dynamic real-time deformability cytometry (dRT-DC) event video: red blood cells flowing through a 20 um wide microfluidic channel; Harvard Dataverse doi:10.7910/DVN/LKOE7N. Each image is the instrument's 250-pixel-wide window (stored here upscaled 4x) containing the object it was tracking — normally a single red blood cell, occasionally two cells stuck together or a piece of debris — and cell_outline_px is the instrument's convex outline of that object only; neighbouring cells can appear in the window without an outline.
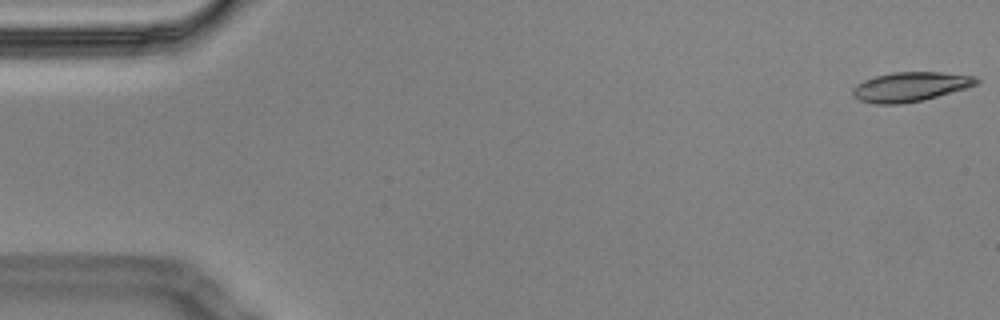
{"species": "Egyptian fruit bat (a non-hibernating species)", "species_latin": "Rousettus aegyptiacus", "temperature_condition": "cold", "stored_images_in_passage": 57, "camera_frame_rate_fps": 3000, "um_per_image_px": 0.085, "animal": {"sex": "male"}, "frame": {"image": 1, "passage_image": 1, "time_ms": 0.0, "image_size_px": [1000, 320], "cell_outline_px": [[980, 80], [976, 84], [964, 88], [924, 100], [900, 104], [876, 104], [860, 100], [852, 96], [852, 88], [856, 84], [864, 80], [876, 76], [892, 72], [940, 72], [976, 76]], "centroid_in_image_um": [77.34, 7.37], "position_along_channel_um": 7.7, "area_um2": 21.15}}
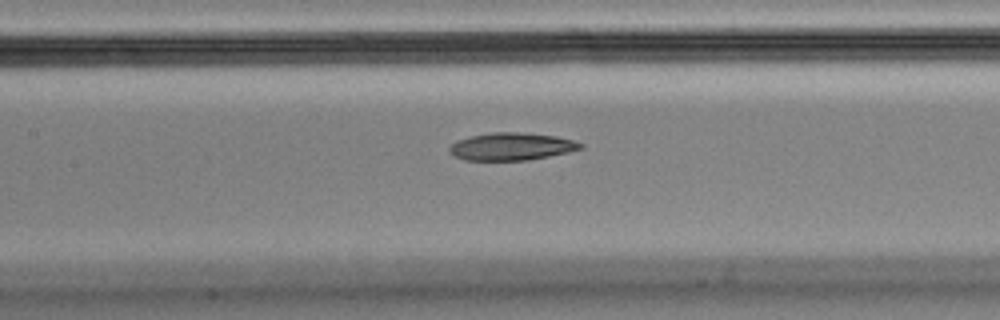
{"frame": {"image": 2, "passage_image": 26, "time_ms": 8.333, "image_size_px": [1000, 320], "cell_outline_px": [[584, 148], [568, 152], [528, 160], [464, 160], [452, 156], [448, 152], [448, 148], [456, 140], [488, 132], [516, 132], [556, 136], [572, 140], [584, 144]], "centroid_in_image_um": [43.43, 12.45], "position_along_channel_um": 164.0, "area_um2": 21.1}}
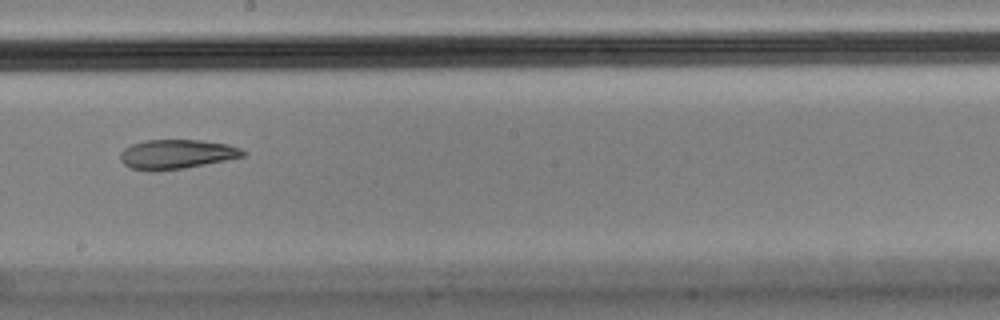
{"frame": {"image": 3, "passage_image": 32, "time_ms": 10.333, "image_size_px": [1000, 320], "cell_outline_px": [[248, 152], [244, 156], [184, 168], [152, 172], [132, 168], [124, 164], [120, 160], [120, 152], [124, 148], [132, 144], [144, 140], [200, 140], [228, 144], [240, 148]], "centroid_in_image_um": [14.98, 13.11], "position_along_channel_um": 233.2, "area_um2": 21.04}, "authors_computed_cell_mechanics": {"area_um2": 21.7906, "velocity_mm_per_s": 3.4838, "shape_relaxation_time_tau1_ms": null, "shape_relaxation_time_tau2_ms": 10.3286, "deformation_change_tau1": null, "deformation_change_tau2": 0.209}}